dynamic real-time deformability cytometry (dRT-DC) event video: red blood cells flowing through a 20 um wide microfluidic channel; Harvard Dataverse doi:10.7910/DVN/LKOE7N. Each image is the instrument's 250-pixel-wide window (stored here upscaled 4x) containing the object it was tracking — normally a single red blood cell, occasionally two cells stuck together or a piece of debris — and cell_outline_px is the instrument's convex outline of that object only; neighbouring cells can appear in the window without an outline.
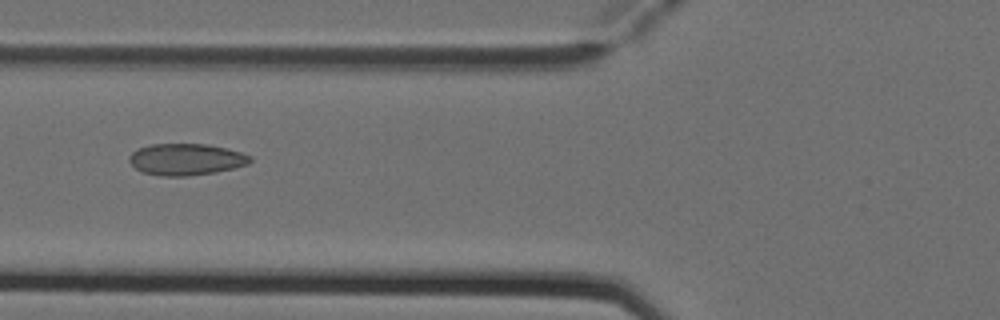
{"species": "Egyptian fruit bat (a non-hibernating species)", "species_latin": "Rousettus aegyptiacus", "temperature_condition": "cold", "stored_images_in_passage": 5, "camera_frame_rate_fps": 3000, "um_per_image_px": 0.085, "animal": {"sex": "female"}, "frame": {"image": 1, "passage_image": 5, "time_ms": 1.333, "image_size_px": [1000, 320], "cell_outline_px": [[252, 160], [248, 164], [216, 172], [188, 176], [160, 176], [140, 172], [128, 160], [128, 156], [132, 152], [140, 148], [152, 144], [208, 144], [240, 152], [252, 156]], "centroid_in_image_um": [15.8, 13.55], "position_along_channel_um": 110.0, "area_um2": 22.25}}